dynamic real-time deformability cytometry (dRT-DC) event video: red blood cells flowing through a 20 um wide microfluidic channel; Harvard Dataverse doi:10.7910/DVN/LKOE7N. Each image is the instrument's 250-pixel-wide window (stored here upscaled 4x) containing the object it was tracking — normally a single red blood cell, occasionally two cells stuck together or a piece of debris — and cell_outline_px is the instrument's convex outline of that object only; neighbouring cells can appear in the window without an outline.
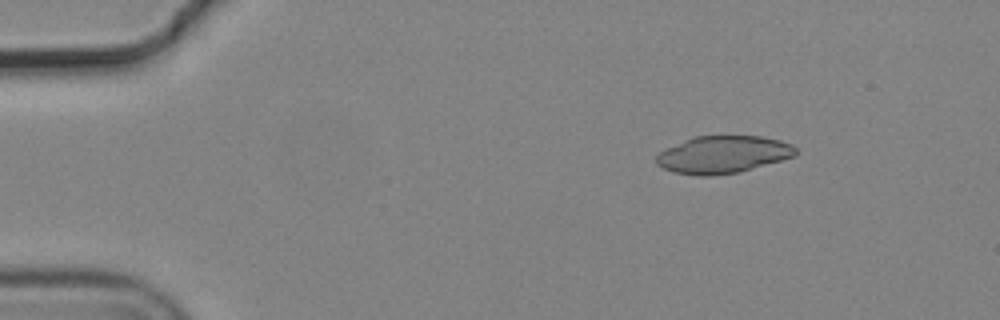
{"species": "common noctule bat (a hibernating species)", "species_latin": "Nyctalus noctula", "temperature_condition": "cold", "stored_images_in_passage": 3, "camera_frame_rate_fps": 3000, "um_per_image_px": 0.085, "animal": {"sex": "male", "body_mass_g": 19.2, "forearm_length_mm": 51.8}, "frame": {"image": 1, "passage_image": 1, "time_ms": 0.0, "image_size_px": [1000, 320], "cell_outline_px": [[796, 156], [740, 172], [712, 176], [700, 176], [676, 172], [664, 168], [656, 164], [656, 156], [660, 152], [668, 148], [696, 136], [760, 136], [780, 140], [792, 144], [796, 148]], "centroid_in_image_um": [61.5, 13.14], "position_along_channel_um": 23.5, "area_um2": 30.11}}